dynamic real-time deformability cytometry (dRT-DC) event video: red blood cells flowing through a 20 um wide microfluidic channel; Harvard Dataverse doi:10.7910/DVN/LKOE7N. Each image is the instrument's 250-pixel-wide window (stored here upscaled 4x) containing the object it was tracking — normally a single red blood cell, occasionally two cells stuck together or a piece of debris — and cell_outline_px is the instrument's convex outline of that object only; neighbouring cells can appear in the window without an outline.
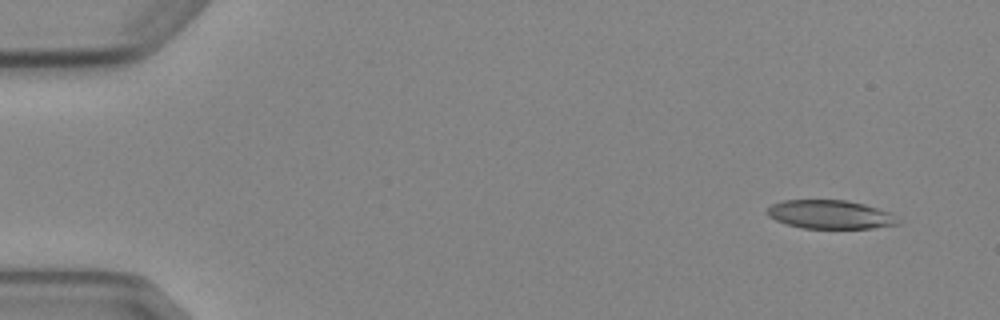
{"species": "Egyptian fruit bat (a non-hibernating species)", "species_latin": "Rousettus aegyptiacus", "temperature_condition": "cold", "stored_images_in_passage": 5, "camera_frame_rate_fps": 3000, "um_per_image_px": 0.085, "animal": {"sex": "female"}, "frame": {"image": 1, "passage_image": 1, "time_ms": 0.0, "image_size_px": [1000, 320], "cell_outline_px": [[900, 224], [872, 228], [804, 228], [788, 224], [776, 220], [768, 216], [768, 208], [772, 204], [784, 200], [848, 200], [864, 204], [892, 212]], "centroid_in_image_um": [70.6, 18.22], "position_along_channel_um": 14.4, "area_um2": 21.73}}
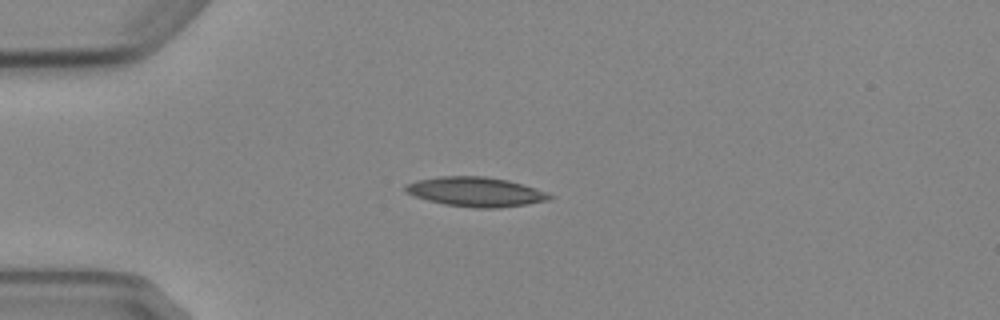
{"frame": {"image": 2, "passage_image": 3, "time_ms": 3.333, "image_size_px": [1000, 320], "cell_outline_px": [[556, 196], [548, 200], [528, 204], [496, 208], [476, 208], [444, 204], [428, 200], [416, 196], [408, 192], [404, 188], [404, 184], [416, 180], [440, 176], [484, 176], [508, 180], [548, 192]], "centroid_in_image_um": [40.46, 16.3], "position_along_channel_um": 44.5, "area_um2": 24.74}}
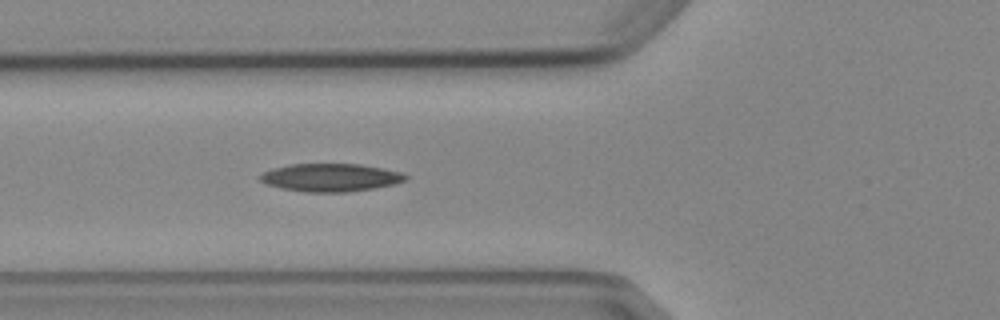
{"frame": {"image": 3, "passage_image": 5, "time_ms": 5.333, "image_size_px": [1000, 320], "cell_outline_px": [[408, 176], [404, 180], [396, 184], [376, 188], [348, 192], [304, 192], [280, 188], [268, 184], [260, 180], [260, 176], [264, 172], [272, 168], [288, 164], [360, 164], [400, 172]], "centroid_in_image_um": [28.09, 15.09], "position_along_channel_um": 97.7, "area_um2": 23.64}}